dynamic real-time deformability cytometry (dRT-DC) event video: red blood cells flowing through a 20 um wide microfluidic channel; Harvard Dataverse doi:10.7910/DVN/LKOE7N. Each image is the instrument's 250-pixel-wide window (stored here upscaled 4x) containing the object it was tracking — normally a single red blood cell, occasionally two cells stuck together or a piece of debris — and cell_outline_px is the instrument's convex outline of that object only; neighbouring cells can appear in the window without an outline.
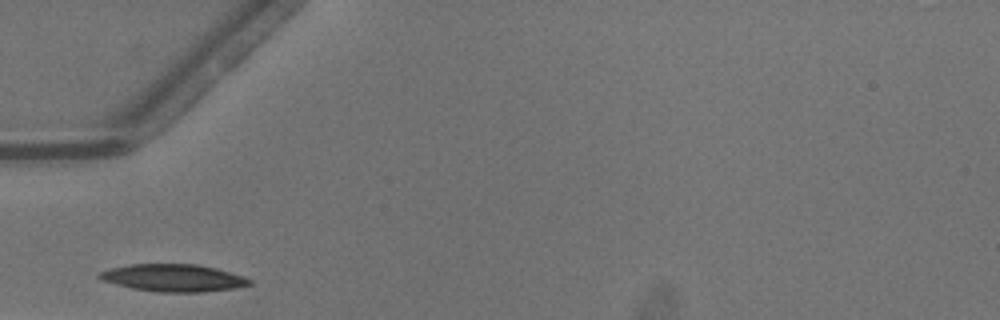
{"species": "common noctule bat (a hibernating species)", "species_latin": "Nyctalus noctula", "temperature_condition": "warm", "stored_images_in_passage": 21, "camera_frame_rate_fps": 3000, "um_per_image_px": 0.085, "animal": {"sex": "male", "body_mass_g": 13.3}, "frame": {"image": 1, "passage_image": 1, "time_ms": 0.0, "image_size_px": [1000, 320], "cell_outline_px": [[256, 284], [236, 288], [204, 292], [160, 292], [132, 288], [116, 284], [104, 280], [96, 276], [100, 272], [108, 268], [128, 264], [196, 264], [216, 268], [244, 276], [252, 280]], "centroid_in_image_um": [14.79, 23.62], "position_along_channel_um": 70.2, "area_um2": 24.1}}
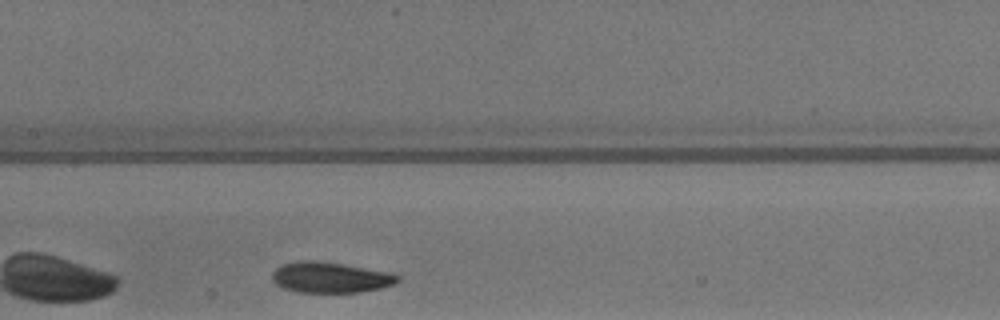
{"frame": {"image": 2, "passage_image": 9, "time_ms": 2.667, "image_size_px": [1000, 320], "cell_outline_px": [[400, 280], [396, 284], [384, 288], [360, 292], [296, 292], [280, 288], [272, 280], [272, 272], [276, 268], [284, 264], [296, 260], [320, 260], [396, 272], [400, 276]], "centroid_in_image_um": [28.14, 23.57], "position_along_channel_um": 179.3, "area_um2": 23.24}}
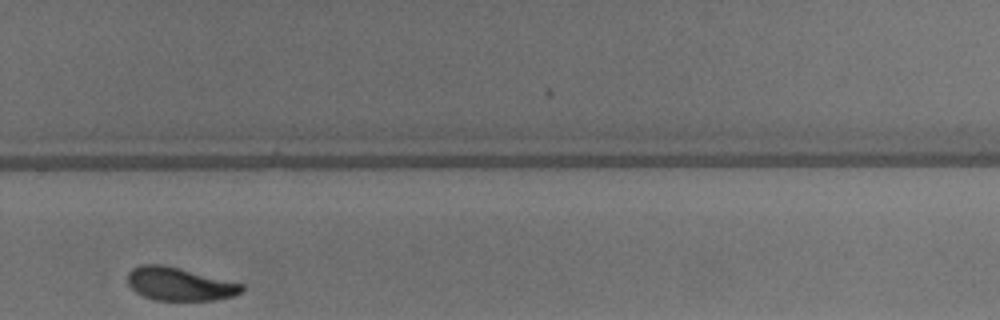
{"frame": {"image": 3, "passage_image": 19, "time_ms": 6.0, "image_size_px": [1000, 320], "cell_outline_px": [[244, 288], [240, 292], [232, 296], [216, 300], [156, 300], [144, 296], [136, 292], [128, 284], [128, 272], [132, 268], [140, 264], [164, 264], [244, 284]], "centroid_in_image_um": [15.24, 24.13], "position_along_channel_um": 314.6, "area_um2": 22.02}}